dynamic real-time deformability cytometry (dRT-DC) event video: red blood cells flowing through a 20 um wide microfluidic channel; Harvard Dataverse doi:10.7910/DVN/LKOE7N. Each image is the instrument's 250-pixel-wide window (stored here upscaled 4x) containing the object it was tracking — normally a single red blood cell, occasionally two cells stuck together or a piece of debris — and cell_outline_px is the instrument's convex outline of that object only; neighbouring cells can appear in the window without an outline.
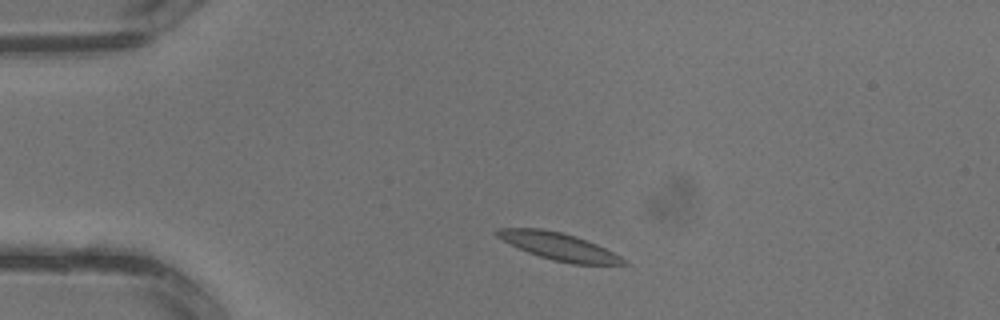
{"species": "common noctule bat (a hibernating species)", "species_latin": "Nyctalus noctula", "temperature_condition": "warm", "stored_images_in_passage": 2, "camera_frame_rate_fps": 3000, "um_per_image_px": 0.085, "animal": {"sex": "male", "body_mass_g": 13.3}, "frame": {"image": 1, "passage_image": 2, "time_ms": 0.333, "image_size_px": [1000, 320], "cell_outline_px": [[628, 264], [572, 264], [552, 260], [528, 252], [496, 236], [492, 232], [496, 228], [540, 228], [560, 232], [576, 236], [596, 244], [620, 256]], "centroid_in_image_um": [47.46, 20.93], "position_along_channel_um": 37.5, "area_um2": 19.77}}